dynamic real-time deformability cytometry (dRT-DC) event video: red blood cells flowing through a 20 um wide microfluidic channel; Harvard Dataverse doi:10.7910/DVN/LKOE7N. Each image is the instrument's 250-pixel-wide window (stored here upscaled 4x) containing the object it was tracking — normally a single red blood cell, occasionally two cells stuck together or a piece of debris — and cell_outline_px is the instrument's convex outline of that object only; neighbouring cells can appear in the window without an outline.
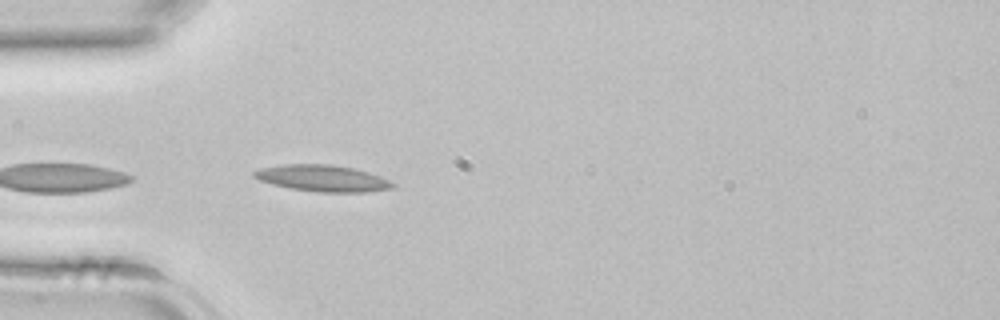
{"species": "common noctule bat (a hibernating species)", "species_latin": "Nyctalus noctula", "temperature_condition": "room temperature", "stored_images_in_passage": 30, "camera_frame_rate_fps": 3000, "um_per_image_px": 0.085, "animal": {"sex": "female", "body_mass_g": 22.7, "forearm_length_mm": 54.2}, "frame": {"image": 1, "passage_image": 1, "time_ms": 0.0, "image_size_px": [1000, 320], "cell_outline_px": [[396, 184], [392, 188], [364, 192], [320, 192], [292, 188], [272, 184], [260, 180], [252, 176], [252, 172], [260, 168], [284, 164], [332, 164], [352, 168], [368, 172], [380, 176]], "centroid_in_image_um": [27.4, 15.14], "position_along_channel_um": 57.6, "area_um2": 21.21}}